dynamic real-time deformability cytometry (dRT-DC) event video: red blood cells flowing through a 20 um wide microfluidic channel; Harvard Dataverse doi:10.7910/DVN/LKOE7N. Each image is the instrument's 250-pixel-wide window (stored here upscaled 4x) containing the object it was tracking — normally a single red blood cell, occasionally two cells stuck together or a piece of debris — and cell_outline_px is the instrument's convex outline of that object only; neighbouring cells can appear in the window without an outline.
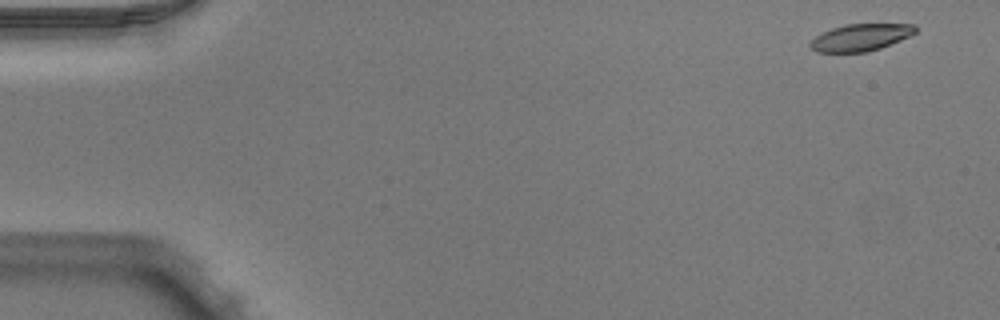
{"species": "Egyptian fruit bat (a non-hibernating species)", "species_latin": "Rousettus aegyptiacus", "temperature_condition": "warm", "stored_images_in_passage": 51, "camera_frame_rate_fps": 3000, "um_per_image_px": 0.085, "animal": {"sex": "male"}, "frame": {"image": 1, "passage_image": 2, "time_ms": 0.333, "image_size_px": [1000, 320], "cell_outline_px": [[916, 32], [900, 40], [880, 48], [864, 52], [816, 52], [808, 44], [816, 36], [832, 28], [844, 24], [916, 24]], "centroid_in_image_um": [73.14, 3.17], "position_along_channel_um": 11.9, "area_um2": 16.36}}
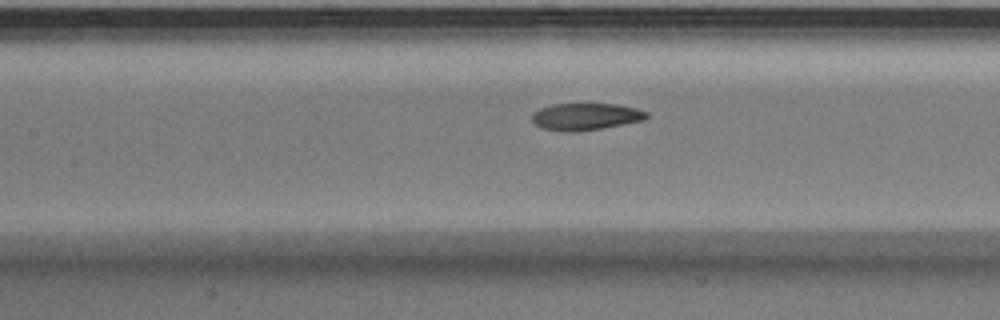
{"frame": {"image": 2, "passage_image": 23, "time_ms": 7.333, "image_size_px": [1000, 320], "cell_outline_px": [[648, 116], [644, 120], [600, 128], [576, 132], [568, 132], [544, 128], [536, 124], [532, 120], [532, 112], [540, 108], [552, 104], [616, 104], [636, 108], [648, 112]], "centroid_in_image_um": [49.77, 9.9], "position_along_channel_um": 157.6, "area_um2": 17.86}}
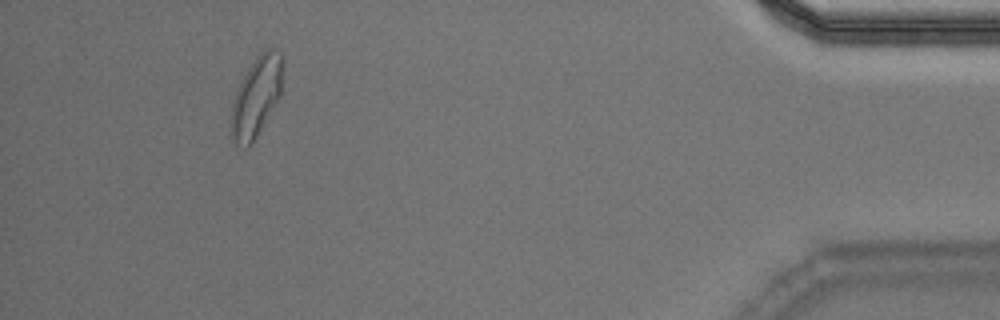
{"frame": {"image": 3, "passage_image": 47, "time_ms": 15.333, "image_size_px": [1000, 320], "cell_outline_px": [[284, 60], [280, 96], [252, 140], [244, 148], [236, 144], [232, 140], [228, 132], [232, 100], [236, 88], [248, 68], [256, 56], [264, 48], [272, 48], [280, 52], [284, 56]], "centroid_in_image_um": [21.75, 8.15], "position_along_channel_um": 413.5, "area_um2": 24.28}, "authors_computed_cell_mechanics": {"area_um2": 18.496, "velocity_mm_per_s": 3.947, "shape_relaxation_time_tau1_ms": 8.5664, "shape_relaxation_time_tau2_ms": 2.8783, "deformation_change_tau1": 0.2235, "deformation_change_tau2": 0.1011}}